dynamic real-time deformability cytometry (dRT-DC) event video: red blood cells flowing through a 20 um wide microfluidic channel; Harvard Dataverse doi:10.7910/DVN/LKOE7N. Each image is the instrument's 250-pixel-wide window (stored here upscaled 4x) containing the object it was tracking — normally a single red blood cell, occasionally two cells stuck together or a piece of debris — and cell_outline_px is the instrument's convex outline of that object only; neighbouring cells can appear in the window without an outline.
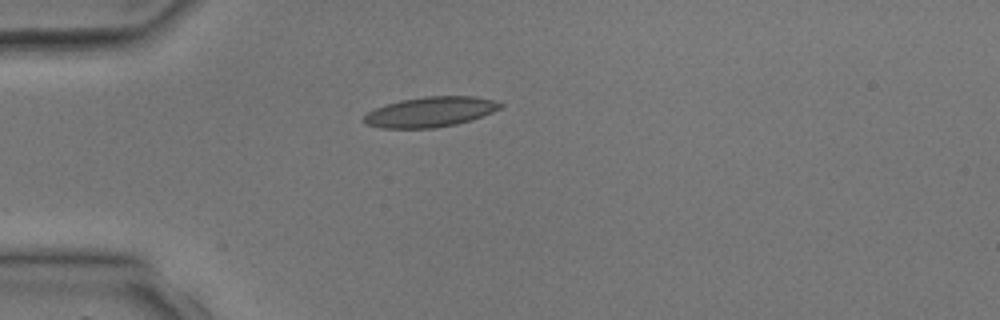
{"species": "common noctule bat (a hibernating species)", "species_latin": "Nyctalus noctula", "temperature_condition": "room temperature", "stored_images_in_passage": 2, "camera_frame_rate_fps": 3000, "um_per_image_px": 0.085, "animal": {"sex": "male", "body_mass_g": 17.9, "forearm_length_mm": 54.2}, "frame": {"image": 1, "passage_image": 2, "time_ms": 1.333, "image_size_px": [1000, 320], "cell_outline_px": [[504, 104], [500, 108], [492, 112], [472, 120], [456, 124], [432, 128], [380, 128], [364, 124], [364, 116], [368, 112], [376, 108], [400, 100], [424, 96], [472, 96], [492, 100]], "centroid_in_image_um": [36.56, 9.51], "position_along_channel_um": 48.4, "area_um2": 23.81}}